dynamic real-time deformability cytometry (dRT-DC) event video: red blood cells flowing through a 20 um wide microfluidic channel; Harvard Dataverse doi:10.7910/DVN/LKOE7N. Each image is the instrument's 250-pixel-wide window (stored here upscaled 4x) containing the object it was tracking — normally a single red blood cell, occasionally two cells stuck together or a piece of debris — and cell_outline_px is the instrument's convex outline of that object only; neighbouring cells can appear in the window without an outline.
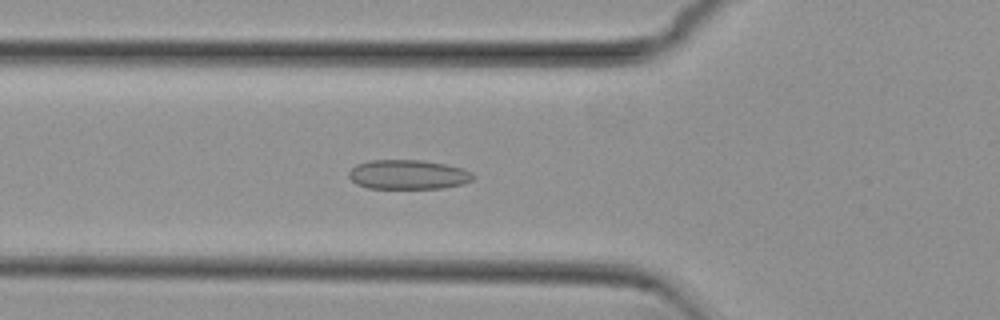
{"species": "common noctule bat (a hibernating species)", "species_latin": "Nyctalus noctula", "temperature_condition": "cold", "stored_images_in_passage": 53, "camera_frame_rate_fps": 3000, "um_per_image_px": 0.085, "animal": {"sex": "female", "body_mass_g": 29.2, "forearm_length_mm": 56.3}, "frame": {"image": 1, "passage_image": 18, "time_ms": 5.667, "image_size_px": [1000, 320], "cell_outline_px": [[476, 176], [472, 180], [464, 184], [444, 188], [368, 188], [356, 184], [348, 176], [348, 172], [356, 164], [368, 160], [424, 160], [464, 168], [472, 172]], "centroid_in_image_um": [34.71, 14.83], "position_along_channel_um": 91.1, "area_um2": 21.56}}
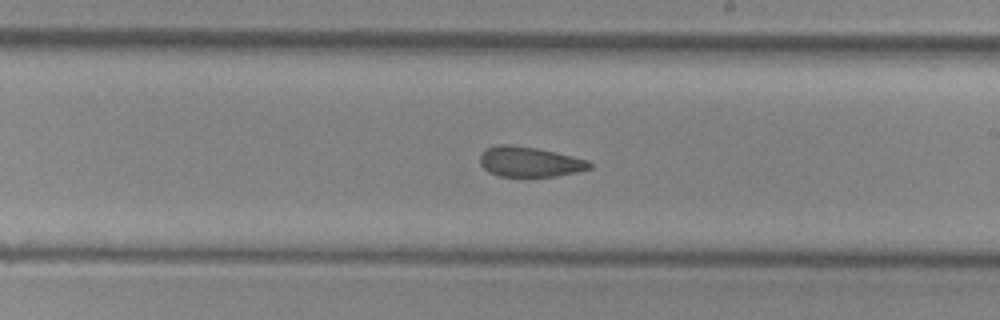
{"frame": {"image": 2, "passage_image": 30, "time_ms": 9.667, "image_size_px": [1000, 320], "cell_outline_px": [[592, 168], [580, 172], [556, 176], [500, 176], [488, 172], [480, 164], [480, 156], [488, 148], [500, 144], [512, 144], [536, 148], [572, 156], [588, 160], [592, 164]], "centroid_in_image_um": [45.05, 13.76], "position_along_channel_um": 244.0, "area_um2": 19.19}}
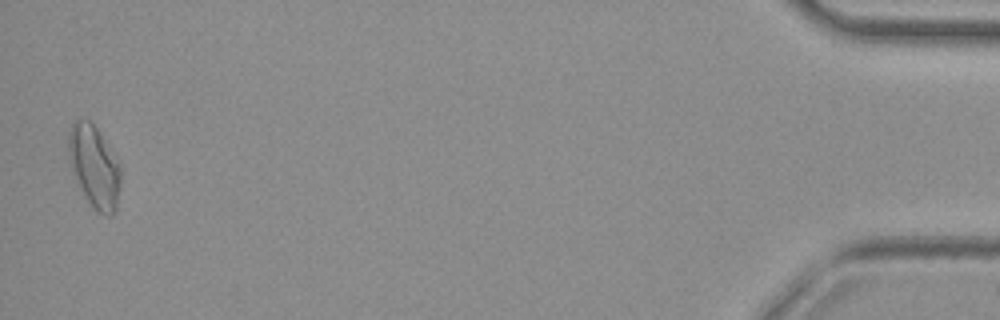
{"frame": {"image": 3, "passage_image": 52, "time_ms": 17.0, "image_size_px": [1000, 320], "cell_outline_px": [[120, 184], [116, 208], [112, 216], [108, 216], [96, 212], [80, 188], [72, 172], [68, 156], [68, 132], [72, 124], [76, 120], [88, 120], [96, 128], [120, 164]], "centroid_in_image_um": [8.0, 14.18], "position_along_channel_um": 427.2, "area_um2": 24.74}, "authors_computed_cell_mechanics": {"area_um2": 21.0392, "velocity_mm_per_s": 3.8123, "shape_relaxation_time_tau1_ms": null, "shape_relaxation_time_tau2_ms": 3.1107, "deformation_change_tau1": null, "deformation_change_tau2": 0.0828}}